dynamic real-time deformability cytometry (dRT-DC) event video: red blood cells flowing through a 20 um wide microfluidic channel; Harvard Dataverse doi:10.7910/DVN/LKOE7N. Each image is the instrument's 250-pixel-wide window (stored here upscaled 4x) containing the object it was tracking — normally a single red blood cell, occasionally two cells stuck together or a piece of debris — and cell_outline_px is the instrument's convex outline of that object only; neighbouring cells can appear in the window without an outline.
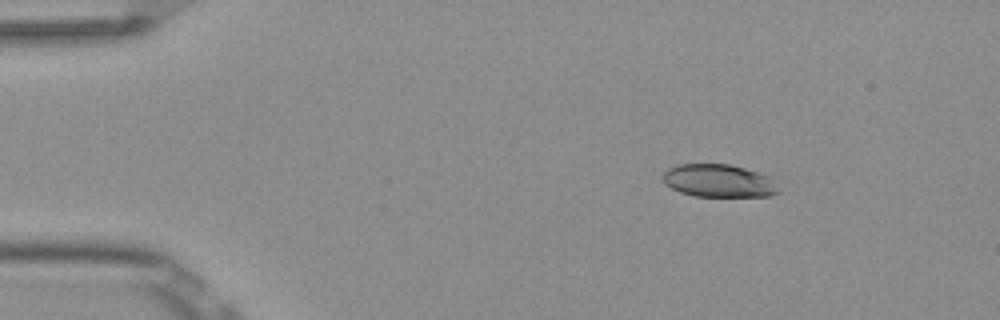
{"species": "Egyptian fruit bat (a non-hibernating species)", "species_latin": "Rousettus aegyptiacus", "temperature_condition": "room temperature", "stored_images_in_passage": 5, "camera_frame_rate_fps": 3000, "um_per_image_px": 0.085, "frame": {"image": 1, "passage_image": 3, "time_ms": 0.667, "image_size_px": [1000, 320], "cell_outline_px": [[780, 192], [772, 196], [692, 196], [680, 192], [664, 184], [664, 172], [668, 168], [680, 164], [728, 164], [744, 168], [768, 176]], "centroid_in_image_um": [61.06, 15.37], "position_along_channel_um": 23.9, "area_um2": 21.91}}